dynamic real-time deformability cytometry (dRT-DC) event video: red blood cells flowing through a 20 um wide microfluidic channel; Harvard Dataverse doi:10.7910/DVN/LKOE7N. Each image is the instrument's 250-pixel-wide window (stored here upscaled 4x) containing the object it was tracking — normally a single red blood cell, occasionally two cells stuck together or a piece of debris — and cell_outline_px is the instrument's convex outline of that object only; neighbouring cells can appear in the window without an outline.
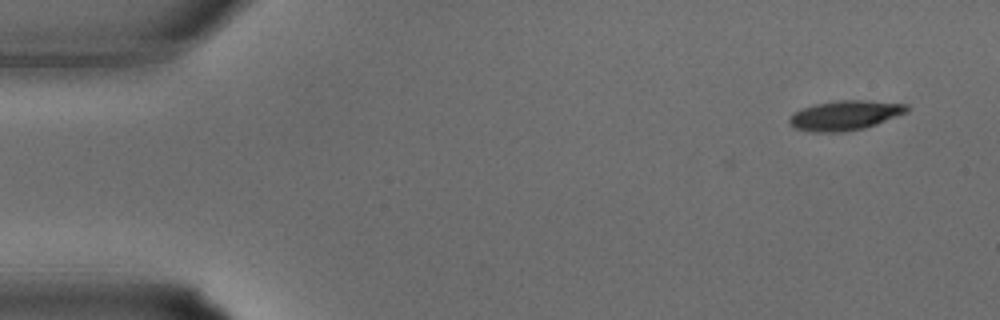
{"species": "common noctule bat (a hibernating species)", "species_latin": "Nyctalus noctula", "temperature_condition": "warm", "stored_images_in_passage": 30, "camera_frame_rate_fps": 3000, "um_per_image_px": 0.085, "animal": {"sex": "male", "body_mass_g": 15.6}, "frame": {"image": 1, "passage_image": 1, "time_ms": 0.0, "image_size_px": [1000, 320], "cell_outline_px": [[912, 108], [908, 112], [876, 124], [864, 128], [844, 132], [812, 132], [792, 128], [788, 120], [788, 116], [792, 112], [816, 104], [840, 100], [868, 100], [908, 104]], "centroid_in_image_um": [71.83, 9.81], "position_along_channel_um": 13.2, "area_um2": 20.58}}
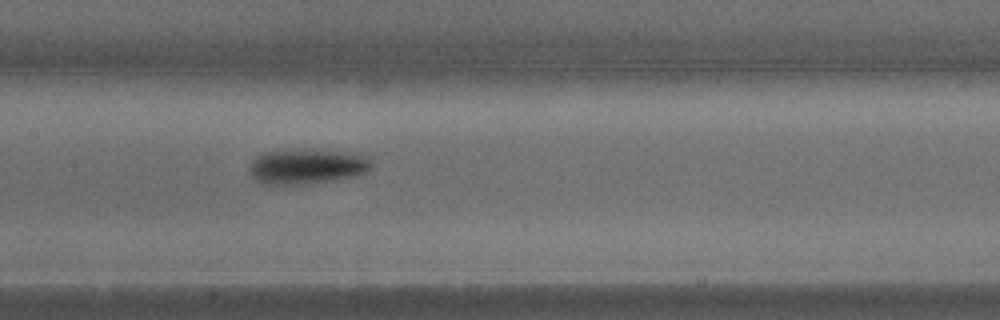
{"frame": {"image": 2, "passage_image": 15, "time_ms": 4.667, "image_size_px": [1000, 320], "cell_outline_px": [[372, 168], [368, 172], [356, 176], [332, 180], [304, 184], [264, 184], [256, 180], [248, 172], [248, 168], [252, 160], [256, 156], [268, 152], [336, 152], [364, 156], [372, 164]], "centroid_in_image_um": [26.05, 14.21], "position_along_channel_um": 181.4, "area_um2": 23.81}}
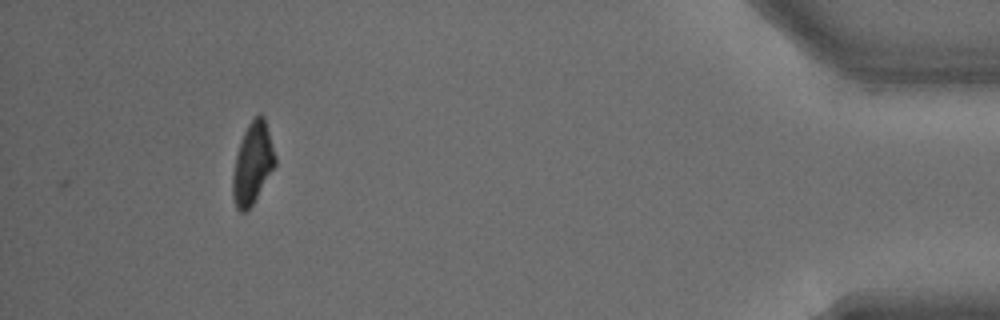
{"frame": {"image": 3, "passage_image": 30, "time_ms": 9.667, "image_size_px": [1000, 320], "cell_outline_px": [[276, 164], [252, 204], [244, 212], [240, 212], [236, 208], [232, 196], [232, 172], [240, 140], [248, 124], [260, 112], [264, 116], [276, 156]], "centroid_in_image_um": [21.46, 13.87], "position_along_channel_um": 413.7, "area_um2": 20.0}}